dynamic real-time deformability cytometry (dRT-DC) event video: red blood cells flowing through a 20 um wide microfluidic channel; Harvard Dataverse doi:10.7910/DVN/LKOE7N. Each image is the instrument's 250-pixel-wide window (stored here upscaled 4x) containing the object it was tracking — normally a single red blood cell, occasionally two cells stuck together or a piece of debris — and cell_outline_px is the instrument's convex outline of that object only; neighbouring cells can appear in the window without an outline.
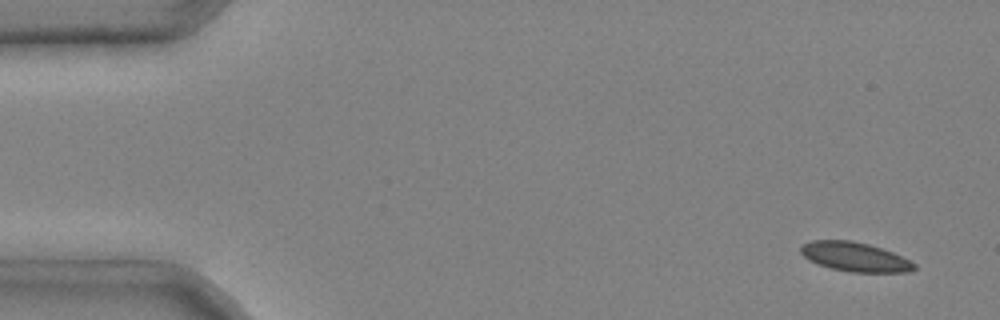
{"species": "common noctule bat (a hibernating species)", "species_latin": "Nyctalus noctula", "temperature_condition": "cold", "stored_images_in_passage": 4, "camera_frame_rate_fps": 3000, "um_per_image_px": 0.085, "animal": {"sex": "male", "body_mass_g": 20.4}, "frame": {"image": 1, "passage_image": 1, "time_ms": 0.0, "image_size_px": [1000, 320], "cell_outline_px": [[916, 268], [908, 272], [852, 272], [832, 268], [808, 260], [800, 252], [800, 248], [804, 244], [812, 240], [852, 240], [868, 244], [892, 252], [916, 264]], "centroid_in_image_um": [72.66, 21.83], "position_along_channel_um": 12.3, "area_um2": 19.07}}
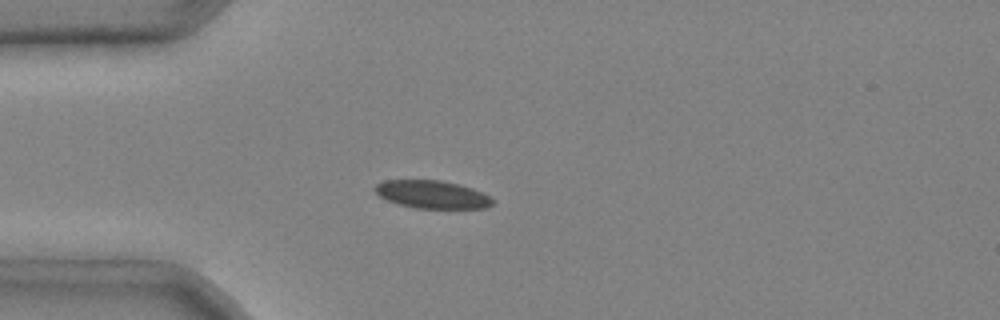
{"frame": {"image": 2, "passage_image": 4, "time_ms": 1.0, "image_size_px": [1000, 320], "cell_outline_px": [[492, 204], [484, 208], [416, 208], [400, 204], [388, 200], [380, 196], [372, 188], [376, 184], [384, 180], [444, 180], [460, 184], [472, 188], [488, 196], [492, 200]], "centroid_in_image_um": [36.7, 16.51], "position_along_channel_um": 48.3, "area_um2": 18.96}}